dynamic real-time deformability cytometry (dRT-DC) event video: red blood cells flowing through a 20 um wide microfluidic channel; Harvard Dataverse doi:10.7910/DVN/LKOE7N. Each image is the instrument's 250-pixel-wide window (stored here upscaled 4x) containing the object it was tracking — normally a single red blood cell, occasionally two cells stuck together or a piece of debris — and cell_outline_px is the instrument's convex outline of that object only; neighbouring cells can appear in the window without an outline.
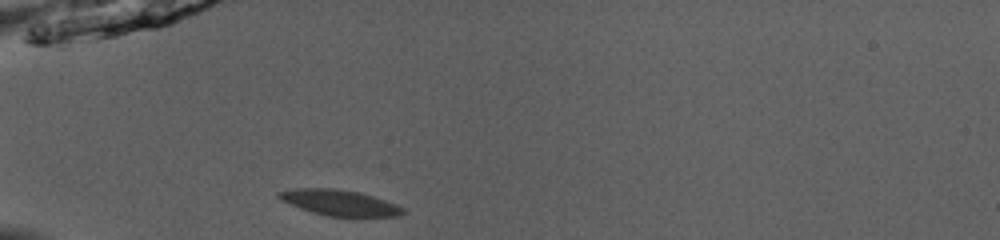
{"species": "common noctule bat (a hibernating species)", "species_latin": "Nyctalus noctula", "temperature_condition": "room temperature", "stored_images_in_passage": 36, "camera_frame_rate_fps": 3000, "um_per_image_px": 0.085, "animal": {"sex": "male", "body_mass_g": 13.0, "forearm_length_mm": 53.1}, "frame": {"image": 1, "passage_image": 1, "time_ms": 0.0, "image_size_px": [1000, 240], "cell_outline_px": [[404, 212], [396, 216], [328, 216], [312, 212], [292, 204], [276, 196], [276, 192], [300, 188], [332, 188], [356, 192], [372, 196], [396, 204], [404, 208]], "centroid_in_image_um": [28.86, 17.22], "position_along_channel_um": 56.1, "area_um2": 18.03}}
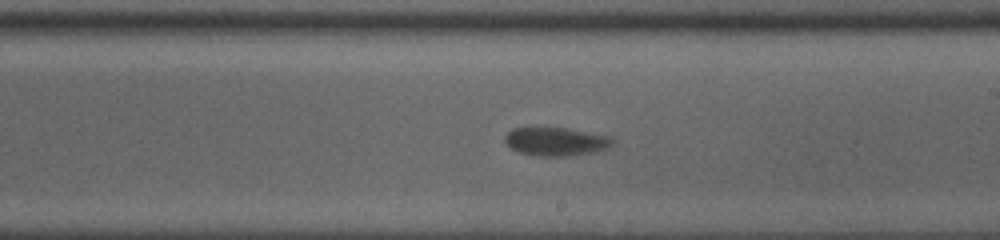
{"frame": {"image": 2, "passage_image": 16, "time_ms": 5.0, "image_size_px": [1000, 240], "cell_outline_px": [[616, 140], [608, 148], [596, 152], [568, 156], [540, 156], [520, 152], [512, 148], [504, 140], [504, 136], [512, 128], [564, 128], [612, 136]], "centroid_in_image_um": [47.31, 12.03], "position_along_channel_um": 241.7, "area_um2": 17.8}}
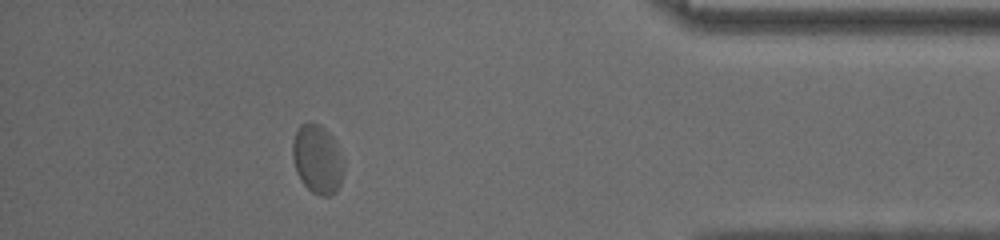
{"frame": {"image": 3, "passage_image": 31, "time_ms": 10.0, "image_size_px": [1000, 240], "cell_outline_px": [[344, 172], [340, 184], [328, 196], [320, 196], [312, 192], [300, 180], [296, 172], [292, 156], [292, 144], [296, 132], [300, 124], [308, 120], [320, 124], [332, 136], [344, 160]], "centroid_in_image_um": [26.97, 13.5], "position_along_channel_um": 408.2, "area_um2": 20.69}, "authors_computed_cell_mechanics": {"area_um2": 19.1607, "velocity_mm_per_s": 3.9657, "shape_relaxation_time_tau1_ms": 4.5305, "shape_relaxation_time_tau2_ms": null, "deformation_change_tau1": 0.124, "deformation_change_tau2": null}}